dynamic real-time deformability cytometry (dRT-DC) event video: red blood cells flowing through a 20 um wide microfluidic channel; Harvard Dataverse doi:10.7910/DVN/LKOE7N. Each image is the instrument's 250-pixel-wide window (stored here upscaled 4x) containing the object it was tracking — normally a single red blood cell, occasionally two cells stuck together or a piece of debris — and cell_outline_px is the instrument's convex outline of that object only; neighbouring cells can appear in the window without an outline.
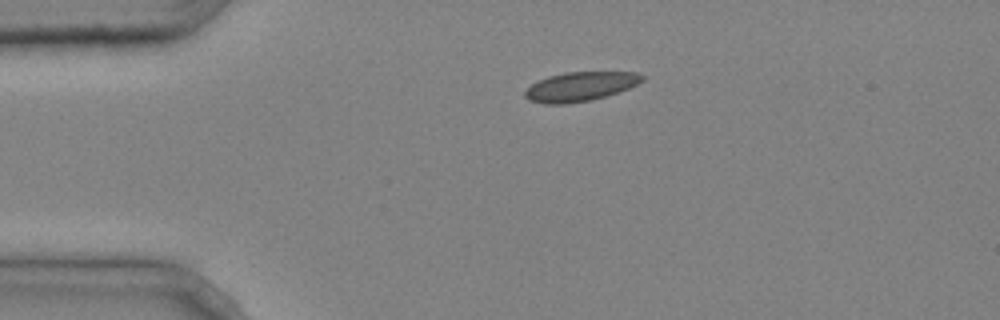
{"species": "common noctule bat (a hibernating species)", "species_latin": "Nyctalus noctula", "temperature_condition": "cold", "stored_images_in_passage": 3, "camera_frame_rate_fps": 3000, "um_per_image_px": 0.085, "animal": {"sex": "male", "body_mass_g": 20.4}, "frame": {"image": 1, "passage_image": 1, "time_ms": 0.0, "image_size_px": [1000, 320], "cell_outline_px": [[644, 80], [628, 88], [592, 100], [564, 104], [544, 104], [528, 100], [524, 96], [524, 92], [532, 84], [548, 76], [564, 72], [636, 72], [644, 76]], "centroid_in_image_um": [49.29, 7.36], "position_along_channel_um": 35.7, "area_um2": 19.83}}